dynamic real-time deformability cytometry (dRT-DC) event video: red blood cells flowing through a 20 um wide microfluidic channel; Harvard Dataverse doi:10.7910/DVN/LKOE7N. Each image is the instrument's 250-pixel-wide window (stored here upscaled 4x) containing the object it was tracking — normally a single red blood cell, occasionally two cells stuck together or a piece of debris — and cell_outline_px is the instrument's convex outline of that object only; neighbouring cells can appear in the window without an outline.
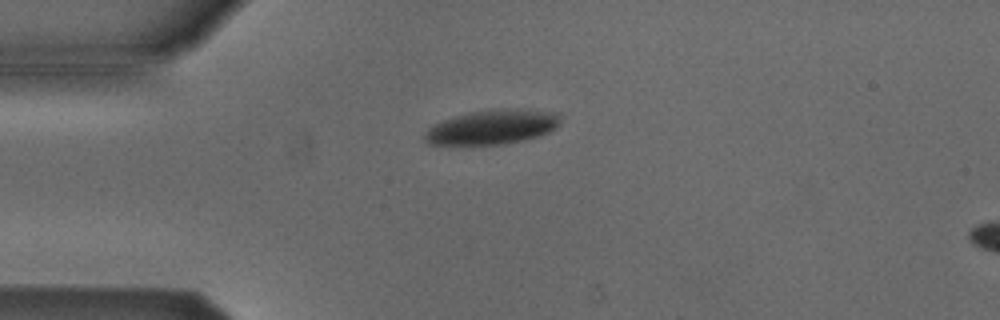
{"species": "Egyptian fruit bat (a non-hibernating species)", "species_latin": "Rousettus aegyptiacus", "temperature_condition": "cold", "stored_images_in_passage": 4, "camera_frame_rate_fps": 3000, "um_per_image_px": 0.085, "animal": {"sex": "male"}, "frame": {"image": 1, "passage_image": 3, "time_ms": 3.333, "image_size_px": [1000, 320], "cell_outline_px": [[560, 124], [556, 128], [548, 132], [524, 140], [504, 144], [428, 144], [424, 140], [424, 136], [428, 128], [444, 120], [468, 112], [504, 108], [508, 108], [560, 112]], "centroid_in_image_um": [41.89, 10.79], "position_along_channel_um": 43.1, "area_um2": 27.11}}